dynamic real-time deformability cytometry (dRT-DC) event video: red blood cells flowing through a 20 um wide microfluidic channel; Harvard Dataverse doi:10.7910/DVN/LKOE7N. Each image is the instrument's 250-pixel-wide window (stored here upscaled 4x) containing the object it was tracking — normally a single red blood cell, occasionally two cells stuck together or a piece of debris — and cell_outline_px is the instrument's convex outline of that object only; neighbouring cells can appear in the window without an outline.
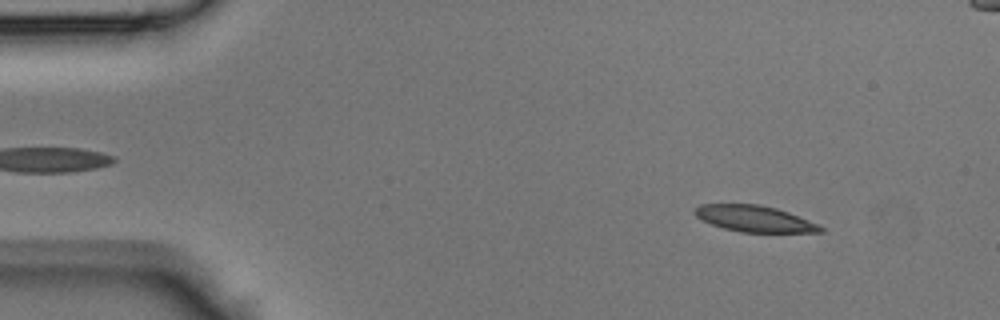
{"species": "Egyptian fruit bat (a non-hibernating species)", "species_latin": "Rousettus aegyptiacus", "temperature_condition": "room temperature", "stored_images_in_passage": 43, "camera_frame_rate_fps": 3000, "um_per_image_px": 0.085, "animal": {"sex": "male"}, "frame": {"image": 1, "passage_image": 4, "time_ms": 1.0, "image_size_px": [1000, 320], "cell_outline_px": [[824, 232], [740, 232], [724, 228], [712, 224], [696, 216], [692, 212], [692, 208], [700, 204], [760, 204], [776, 208], [788, 212], [816, 224], [824, 228]], "centroid_in_image_um": [64.07, 18.58], "position_along_channel_um": 20.9, "area_um2": 19.07}}
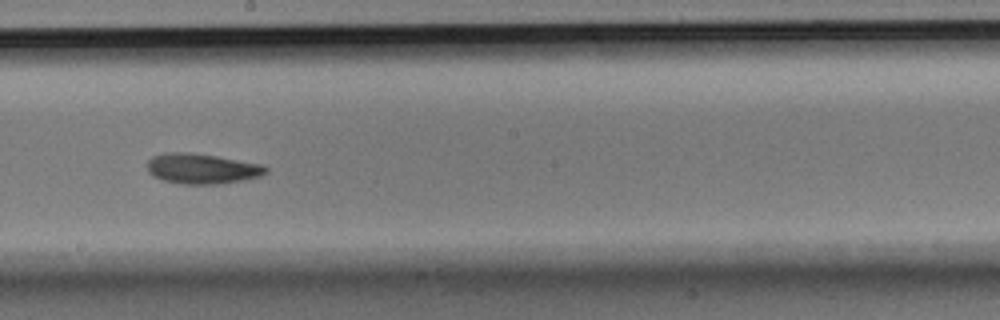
{"frame": {"image": 2, "passage_image": 23, "time_ms": 7.333, "image_size_px": [1000, 320], "cell_outline_px": [[268, 172], [260, 176], [244, 180], [220, 184], [180, 184], [160, 180], [152, 176], [148, 172], [148, 160], [152, 156], [164, 152], [192, 152], [216, 156], [260, 164], [268, 168]], "centroid_in_image_um": [17.12, 14.34], "position_along_channel_um": 231.1, "area_um2": 21.15}}
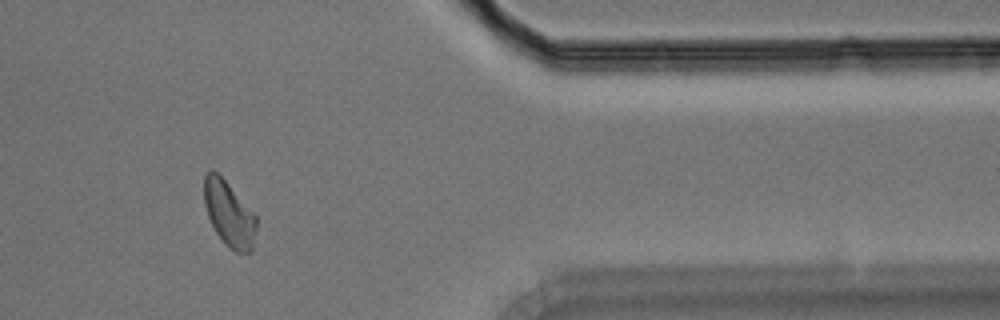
{"frame": {"image": 3, "passage_image": 35, "time_ms": 11.333, "image_size_px": [1000, 320], "cell_outline_px": [[256, 228], [252, 252], [236, 252], [228, 248], [224, 244], [216, 232], [208, 216], [204, 204], [204, 172], [208, 168], [212, 168], [228, 184], [256, 216]], "centroid_in_image_um": [19.44, 18.17], "position_along_channel_um": 392.0, "area_um2": 19.83}}